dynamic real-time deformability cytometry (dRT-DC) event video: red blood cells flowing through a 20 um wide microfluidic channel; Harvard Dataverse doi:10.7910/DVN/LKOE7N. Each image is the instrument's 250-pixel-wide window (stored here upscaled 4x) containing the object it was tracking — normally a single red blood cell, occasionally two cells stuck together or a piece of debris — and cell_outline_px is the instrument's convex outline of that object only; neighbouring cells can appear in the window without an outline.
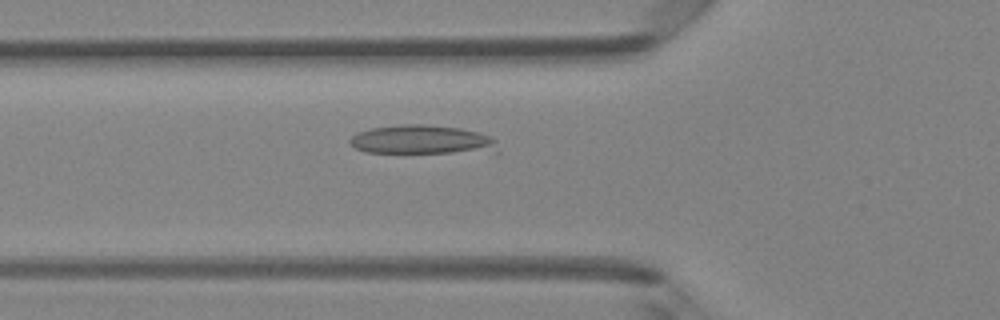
{"species": "Egyptian fruit bat (a non-hibernating species)", "species_latin": "Rousettus aegyptiacus", "temperature_condition": "room temperature", "stored_images_in_passage": 44, "camera_frame_rate_fps": 3000, "um_per_image_px": 0.085, "animal": {"sex": "female"}, "frame": {"image": 1, "passage_image": 16, "time_ms": 5.0, "image_size_px": [1000, 320], "cell_outline_px": [[500, 152], [364, 152], [356, 148], [348, 140], [356, 132], [372, 128], [400, 124], [424, 124], [460, 128], [492, 136], [496, 140]], "centroid_in_image_um": [35.91, 11.87], "position_along_channel_um": 89.9, "area_um2": 24.97}}
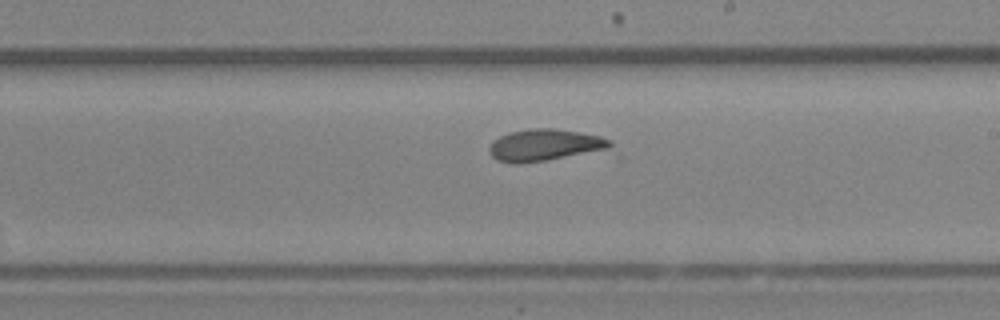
{"frame": {"image": 2, "passage_image": 27, "time_ms": 8.667, "image_size_px": [1000, 320], "cell_outline_px": [[612, 152], [520, 164], [512, 164], [496, 160], [488, 152], [488, 148], [500, 136], [508, 132], [532, 128], [556, 128], [600, 136], [612, 140]], "centroid_in_image_um": [46.45, 12.37], "position_along_channel_um": 242.6, "area_um2": 23.52}}
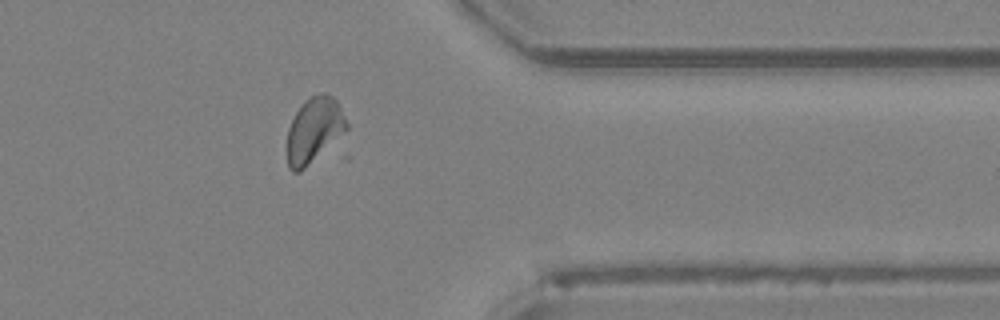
{"frame": {"image": 3, "passage_image": 38, "time_ms": 12.333, "image_size_px": [1000, 320], "cell_outline_px": [[348, 128], [300, 172], [292, 172], [288, 168], [284, 148], [288, 128], [296, 112], [304, 100], [312, 96], [324, 92], [332, 96], [336, 100], [348, 124]], "centroid_in_image_um": [26.62, 11.08], "position_along_channel_um": 384.8, "area_um2": 22.6}}